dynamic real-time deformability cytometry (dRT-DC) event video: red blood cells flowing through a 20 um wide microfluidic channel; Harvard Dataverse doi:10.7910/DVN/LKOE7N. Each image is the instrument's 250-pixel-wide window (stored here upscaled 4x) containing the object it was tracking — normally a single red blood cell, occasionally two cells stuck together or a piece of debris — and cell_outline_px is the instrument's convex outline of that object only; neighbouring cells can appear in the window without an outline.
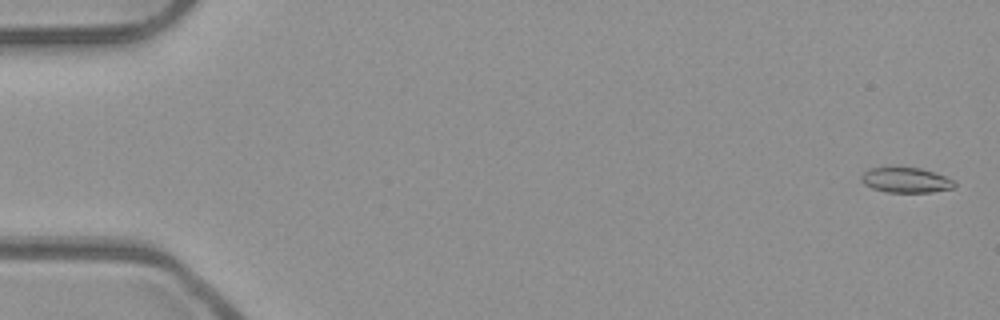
{"species": "common noctule bat (a hibernating species)", "species_latin": "Nyctalus noctula", "temperature_condition": "room temperature", "stored_images_in_passage": 53, "camera_frame_rate_fps": 3000, "um_per_image_px": 0.085, "animal": {"sex": "male", "body_mass_g": 23.1, "forearm_length_mm": 52.7}, "frame": {"image": 1, "passage_image": 2, "time_ms": 0.333, "image_size_px": [1000, 320], "cell_outline_px": [[956, 184], [952, 188], [932, 192], [888, 192], [872, 188], [864, 184], [860, 180], [860, 176], [864, 172], [872, 168], [888, 164], [920, 168], [944, 176], [952, 180]], "centroid_in_image_um": [76.92, 15.26], "position_along_channel_um": 8.1, "area_um2": 14.05}}
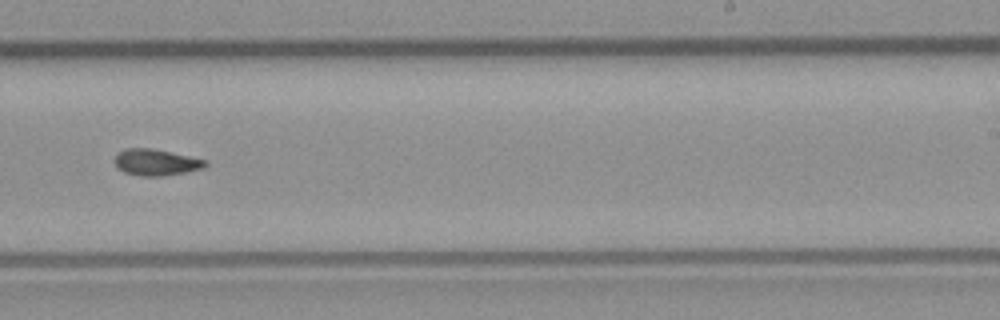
{"frame": {"image": 2, "passage_image": 34, "time_ms": 11.0, "image_size_px": [1000, 320], "cell_outline_px": [[208, 164], [204, 168], [188, 172], [160, 176], [140, 176], [124, 172], [116, 168], [112, 160], [124, 148], [152, 148], [208, 160]], "centroid_in_image_um": [13.25, 13.8], "position_along_channel_um": 275.7, "area_um2": 14.16}}
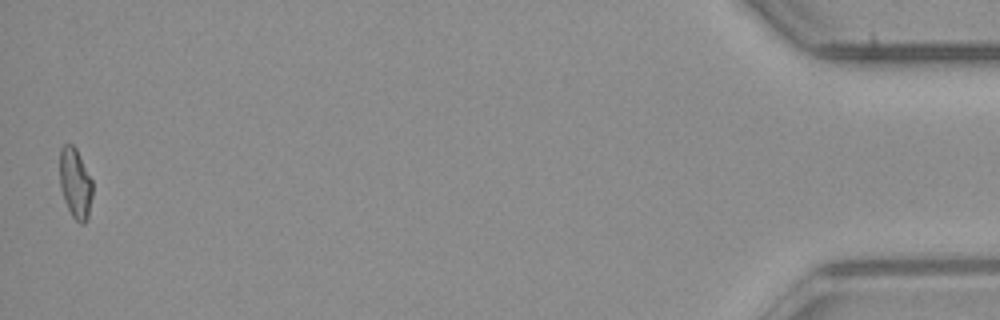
{"frame": {"image": 3, "passage_image": 53, "time_ms": 17.333, "image_size_px": [1000, 320], "cell_outline_px": [[92, 196], [88, 216], [84, 224], [80, 224], [72, 216], [64, 200], [60, 188], [60, 148], [64, 144], [72, 144], [76, 148], [92, 180]], "centroid_in_image_um": [6.39, 15.58], "position_along_channel_um": 428.8, "area_um2": 13.41}, "authors_computed_cell_mechanics": {"area_um2": 13.7564, "velocity_mm_per_s": 3.9481, "shape_relaxation_time_tau1_ms": null, "shape_relaxation_time_tau2_ms": 11.2676, "deformation_change_tau1": null, "deformation_change_tau2": 0.2043}}